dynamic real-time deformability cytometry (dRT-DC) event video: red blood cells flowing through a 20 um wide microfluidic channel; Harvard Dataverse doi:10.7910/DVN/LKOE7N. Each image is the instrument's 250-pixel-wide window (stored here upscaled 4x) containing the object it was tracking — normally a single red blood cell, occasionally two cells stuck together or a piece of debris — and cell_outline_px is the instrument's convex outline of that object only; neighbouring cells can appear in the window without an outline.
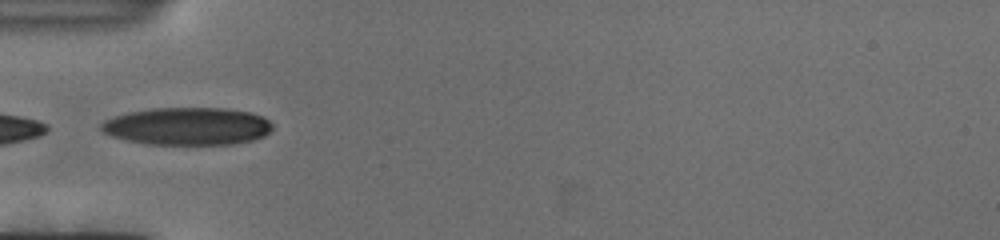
{"species": "human", "species_latin": "Homo sapiens", "temperature_condition": "cold", "stored_images_in_passage": 15, "camera_frame_rate_fps": 3000, "um_per_image_px": 0.085, "donor": {"sex": "female"}, "frame": {"image": 1, "passage_image": 1, "time_ms": 0.0, "image_size_px": [1000, 240], "cell_outline_px": [[272, 128], [264, 136], [252, 140], [232, 144], [148, 144], [128, 140], [112, 136], [104, 132], [100, 128], [100, 124], [104, 120], [128, 112], [152, 108], [224, 108], [252, 112], [264, 116], [272, 124]], "centroid_in_image_um": [15.95, 10.72], "position_along_channel_um": 69.1, "area_um2": 37.51}}